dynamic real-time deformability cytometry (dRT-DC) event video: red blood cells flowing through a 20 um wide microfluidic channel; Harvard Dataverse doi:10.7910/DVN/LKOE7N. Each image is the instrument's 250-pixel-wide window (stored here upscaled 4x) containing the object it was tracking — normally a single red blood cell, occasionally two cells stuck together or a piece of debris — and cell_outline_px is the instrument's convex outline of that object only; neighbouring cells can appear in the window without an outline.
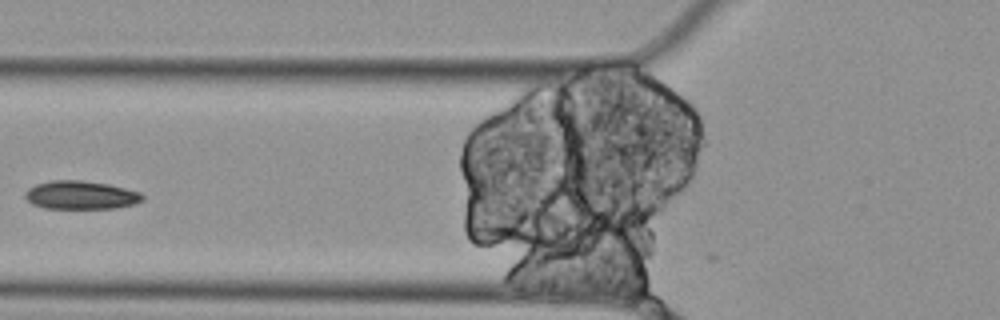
{"species": "Egyptian fruit bat (a non-hibernating species)", "species_latin": "Rousettus aegyptiacus", "temperature_condition": "cold", "stored_images_in_passage": 5, "camera_frame_rate_fps": 3000, "um_per_image_px": 0.085, "animal": {"sex": "female"}, "frame": {"image": 1, "passage_image": 5, "time_ms": 1.333, "image_size_px": [1000, 320], "cell_outline_px": [[144, 200], [136, 204], [116, 208], [44, 208], [32, 204], [24, 196], [24, 192], [28, 188], [36, 184], [52, 180], [80, 180], [108, 184], [140, 192], [144, 196]], "centroid_in_image_um": [6.87, 16.58], "position_along_channel_um": 118.9, "area_um2": 19.48}}